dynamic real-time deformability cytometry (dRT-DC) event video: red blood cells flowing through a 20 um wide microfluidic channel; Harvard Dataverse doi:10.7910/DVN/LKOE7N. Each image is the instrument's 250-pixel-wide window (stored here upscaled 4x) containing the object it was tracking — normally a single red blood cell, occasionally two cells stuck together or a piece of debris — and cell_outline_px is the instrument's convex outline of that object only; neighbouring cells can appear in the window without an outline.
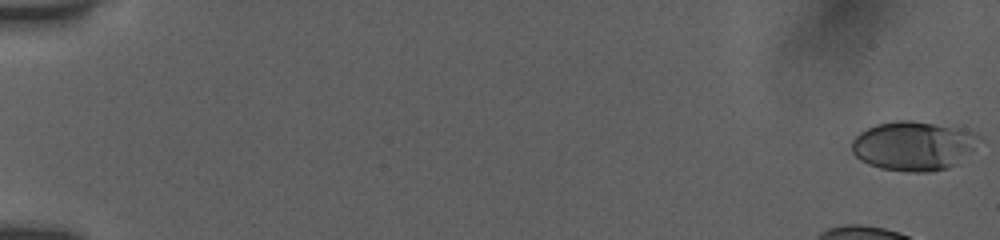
{"species": "human", "species_latin": "Homo sapiens", "temperature_condition": "room temperature", "stored_images_in_passage": 49, "camera_frame_rate_fps": 3000, "um_per_image_px": 0.085, "donor": {"sex": "female"}, "frame": {"image": 1, "passage_image": 1, "time_ms": 0.0, "image_size_px": [1000, 240], "cell_outline_px": [[980, 136], [972, 148], [956, 164], [948, 168], [928, 172], [908, 172], [880, 168], [868, 164], [860, 160], [852, 152], [852, 140], [860, 132], [876, 124], [896, 120], [912, 120], [960, 128], [972, 132]], "centroid_in_image_um": [77.59, 12.39], "position_along_channel_um": 7.4, "area_um2": 36.24}}